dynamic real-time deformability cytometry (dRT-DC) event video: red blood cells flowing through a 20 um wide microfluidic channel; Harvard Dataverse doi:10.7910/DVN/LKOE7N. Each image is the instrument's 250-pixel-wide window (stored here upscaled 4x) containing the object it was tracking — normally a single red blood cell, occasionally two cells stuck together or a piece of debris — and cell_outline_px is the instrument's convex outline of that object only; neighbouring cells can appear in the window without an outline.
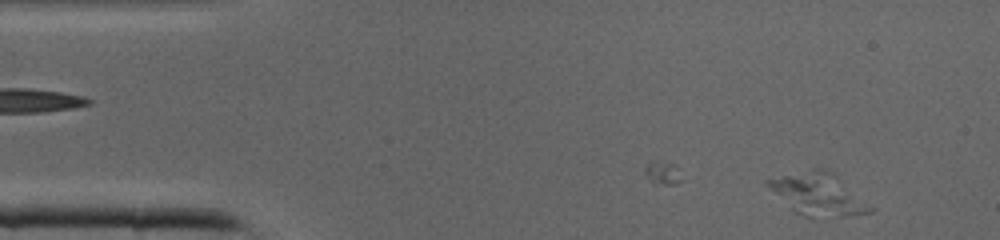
{"species": "common noctule bat (a hibernating species)", "species_latin": "Nyctalus noctula", "temperature_condition": "cold", "stored_images_in_passage": 30, "camera_frame_rate_fps": 3000, "um_per_image_px": 0.085, "animal": {"sex": "male", "body_mass_g": 19.0, "forearm_length_mm": 50.8}, "frame": {"image": 1, "passage_image": 1, "time_ms": 0.0, "image_size_px": [1000, 240], "cell_outline_px": [[876, 208], [872, 212], [812, 220], [796, 212], [764, 184], [764, 180], [812, 168], [820, 168], [832, 172]], "centroid_in_image_um": [69.57, 16.53], "position_along_channel_um": 15.4, "area_um2": 25.26}}